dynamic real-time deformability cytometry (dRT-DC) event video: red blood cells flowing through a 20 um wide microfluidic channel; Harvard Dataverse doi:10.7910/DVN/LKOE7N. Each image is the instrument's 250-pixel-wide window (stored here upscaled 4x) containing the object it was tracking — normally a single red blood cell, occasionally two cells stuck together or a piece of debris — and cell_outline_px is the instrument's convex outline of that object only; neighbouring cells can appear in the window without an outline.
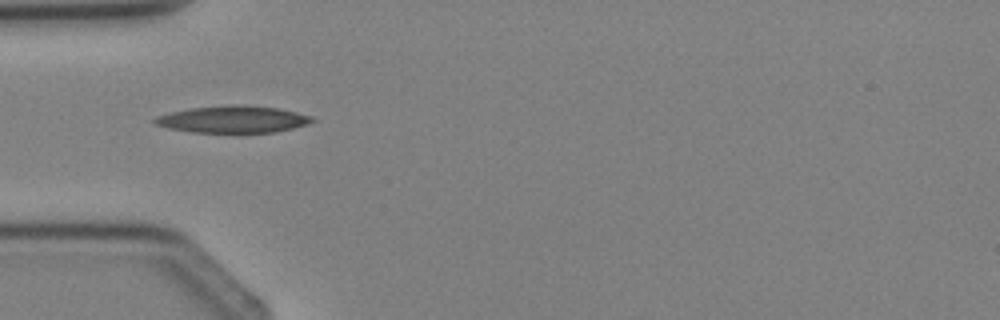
{"species": "Egyptian fruit bat (a non-hibernating species)", "species_latin": "Rousettus aegyptiacus", "temperature_condition": "cold", "stored_images_in_passage": 1, "camera_frame_rate_fps": 3000, "um_per_image_px": 0.085, "animal": {"sex": "female"}, "frame": {"image": 1, "passage_image": 1, "time_ms": 0.0, "image_size_px": [1000, 320], "cell_outline_px": [[316, 120], [308, 124], [276, 132], [236, 136], [192, 132], [168, 128], [152, 124], [152, 120], [156, 116], [172, 112], [192, 108], [232, 104], [240, 104], [280, 108], [312, 116]], "centroid_in_image_um": [19.81, 10.19], "position_along_channel_um": 65.2, "area_um2": 26.01}}